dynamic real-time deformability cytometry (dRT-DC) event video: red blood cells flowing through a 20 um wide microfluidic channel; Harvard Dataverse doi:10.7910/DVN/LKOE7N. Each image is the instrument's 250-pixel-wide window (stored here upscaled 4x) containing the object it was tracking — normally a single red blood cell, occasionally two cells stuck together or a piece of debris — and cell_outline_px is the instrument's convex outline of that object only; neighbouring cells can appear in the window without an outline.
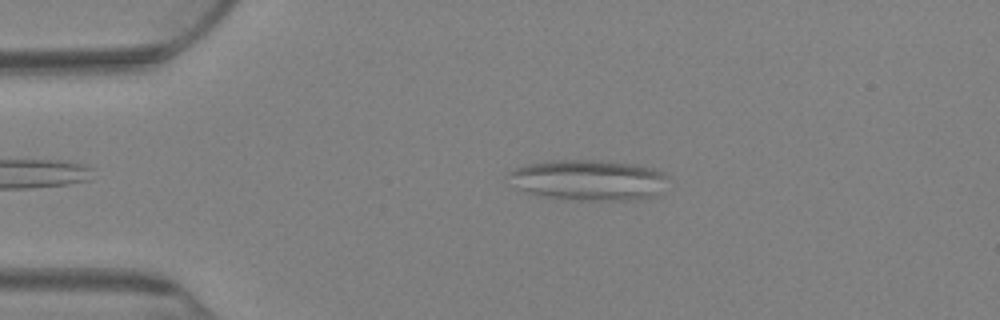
{"species": "Egyptian fruit bat (a non-hibernating species)", "species_latin": "Rousettus aegyptiacus", "temperature_condition": "warm", "stored_images_in_passage": 67, "segment_of_instrument_passage": [1, 2], "camera_frame_rate_fps": 3000, "um_per_image_px": 0.085, "animal": {"sex": "female"}, "frame": {"image": 1, "passage_image": 16, "time_ms": 5.0, "image_size_px": [1000, 320], "cell_outline_px": [[664, 176], [656, 196], [628, 200], [576, 200], [544, 196], [528, 192], [516, 188], [504, 176], [508, 172], [516, 168], [528, 164], [552, 160], [592, 160], [636, 164], [652, 168], [664, 172]], "centroid_in_image_um": [49.92, 15.3], "position_along_channel_um": 35.1, "area_um2": 37.4}}
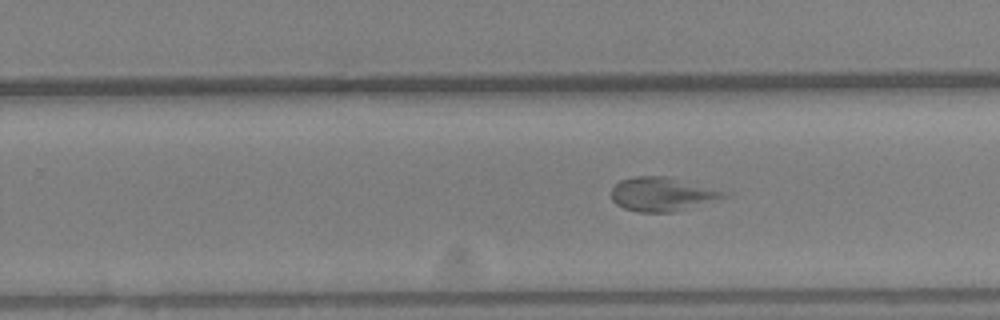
{"frame": {"image": 2, "passage_image": 48, "time_ms": 15.667, "image_size_px": [1000, 320], "cell_outline_px": [[728, 196], [672, 212], [636, 212], [624, 208], [616, 204], [612, 200], [612, 188], [620, 180], [632, 176], [664, 176], [720, 192]], "centroid_in_image_um": [56.11, 16.52], "position_along_channel_um": 273.7, "area_um2": 21.21}}
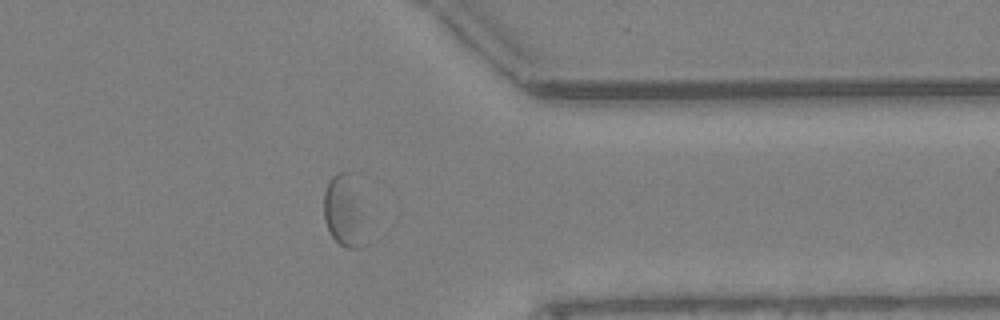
{"frame": {"image": 3, "passage_image": 61, "time_ms": 20.0, "image_size_px": [1000, 320], "cell_outline_px": [[368, 244], [360, 248], [348, 248], [340, 244], [332, 236], [324, 220], [324, 192], [328, 180], [336, 172], [352, 172]], "centroid_in_image_um": [29.25, 17.96], "position_along_channel_um": 382.2, "area_um2": 17.51}}